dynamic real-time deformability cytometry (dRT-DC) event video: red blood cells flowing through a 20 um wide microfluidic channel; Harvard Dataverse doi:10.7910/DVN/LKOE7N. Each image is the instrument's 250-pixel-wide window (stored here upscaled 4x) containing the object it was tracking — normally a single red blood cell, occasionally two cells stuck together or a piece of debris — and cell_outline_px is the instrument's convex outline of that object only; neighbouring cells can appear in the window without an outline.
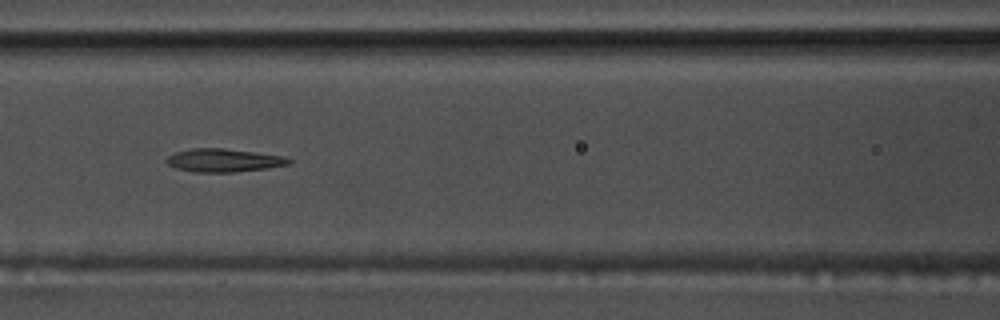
{"species": "common noctule bat (a hibernating species)", "species_latin": "Nyctalus noctula", "temperature_condition": "warm", "stored_images_in_passage": 42, "camera_frame_rate_fps": 3000, "um_per_image_px": 0.085, "animal": {"sex": "male", "body_mass_g": 17.5, "forearm_length_mm": 52.3}, "frame": {"image": 1, "passage_image": 11, "time_ms": 3.333, "image_size_px": [1000, 320], "cell_outline_px": [[292, 160], [288, 164], [268, 168], [232, 172], [192, 172], [176, 168], [168, 164], [164, 160], [168, 156], [176, 152], [192, 148], [224, 148], [284, 156]], "centroid_in_image_um": [18.98, 13.63], "position_along_channel_um": 147.6, "area_um2": 16.47}}
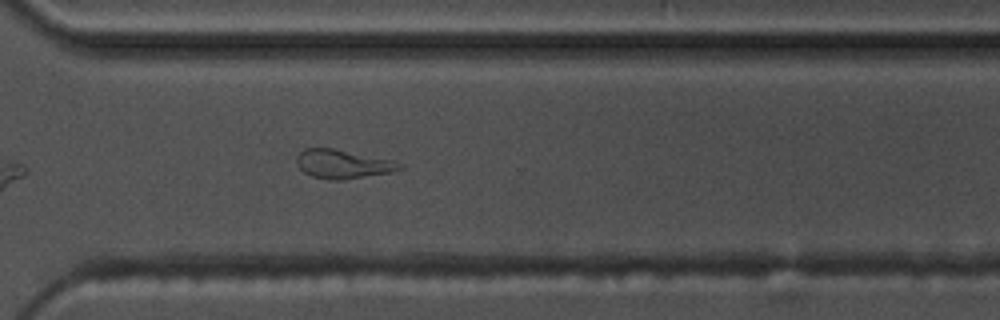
{"frame": {"image": 2, "passage_image": 27, "time_ms": 8.667, "image_size_px": [1000, 320], "cell_outline_px": [[404, 168], [392, 172], [344, 180], [328, 180], [312, 176], [304, 172], [296, 164], [296, 156], [304, 148], [332, 148], [392, 160]], "centroid_in_image_um": [29.09, 13.95], "position_along_channel_um": 341.5, "area_um2": 17.22}}
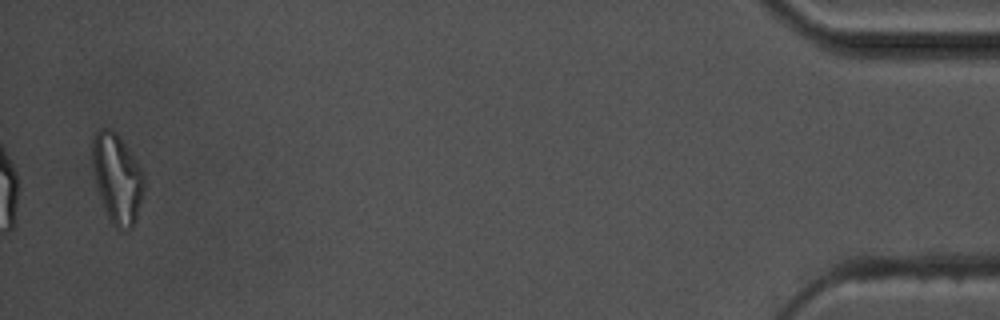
{"frame": {"image": 3, "passage_image": 41, "time_ms": 13.333, "image_size_px": [1000, 320], "cell_outline_px": [[144, 192], [136, 220], [132, 228], [124, 232], [116, 228], [108, 220], [96, 184], [92, 168], [92, 140], [96, 132], [100, 128], [108, 128], [116, 132], [120, 136], [128, 148], [140, 168], [144, 176]], "centroid_in_image_um": [9.95, 15.19], "position_along_channel_um": 425.2, "area_um2": 27.17}, "authors_computed_cell_mechanics": {"area_um2": 16.7909, "velocity_mm_per_s": 3.6468, "shape_relaxation_time_tau1_ms": null, "shape_relaxation_time_tau2_ms": 4.7336, "deformation_change_tau1": null, "deformation_change_tau2": 0.151}}